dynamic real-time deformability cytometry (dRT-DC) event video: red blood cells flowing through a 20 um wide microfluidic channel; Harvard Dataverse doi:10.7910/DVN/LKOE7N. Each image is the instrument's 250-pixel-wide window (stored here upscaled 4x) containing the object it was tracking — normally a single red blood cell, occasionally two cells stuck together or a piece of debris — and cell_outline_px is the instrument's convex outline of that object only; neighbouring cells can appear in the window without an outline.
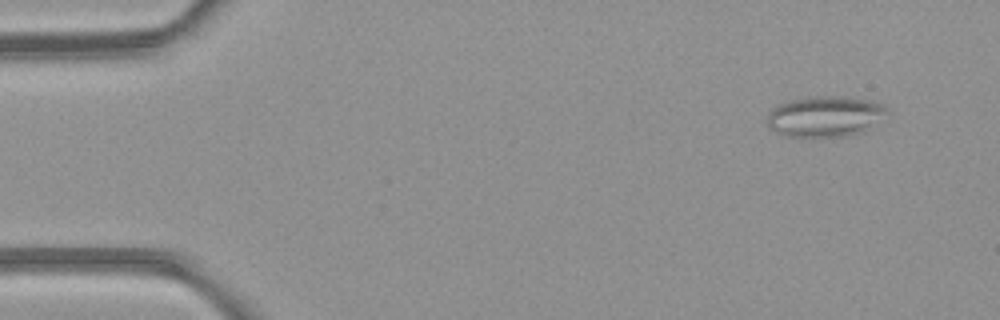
{"species": "common noctule bat (a hibernating species)", "species_latin": "Nyctalus noctula", "temperature_condition": "room temperature", "stored_images_in_passage": 4, "camera_frame_rate_fps": 3000, "um_per_image_px": 0.085, "animal": {"sex": "female", "body_mass_g": 21.9}, "frame": {"image": 1, "passage_image": 1, "time_ms": 0.0, "image_size_px": [1000, 320], "cell_outline_px": [[892, 112], [872, 128], [864, 132], [848, 136], [784, 136], [768, 128], [768, 112], [776, 104], [792, 100], [812, 96], [844, 96], [868, 100], [888, 104]], "centroid_in_image_um": [70.23, 9.88], "position_along_channel_um": 14.8, "area_um2": 29.25}}
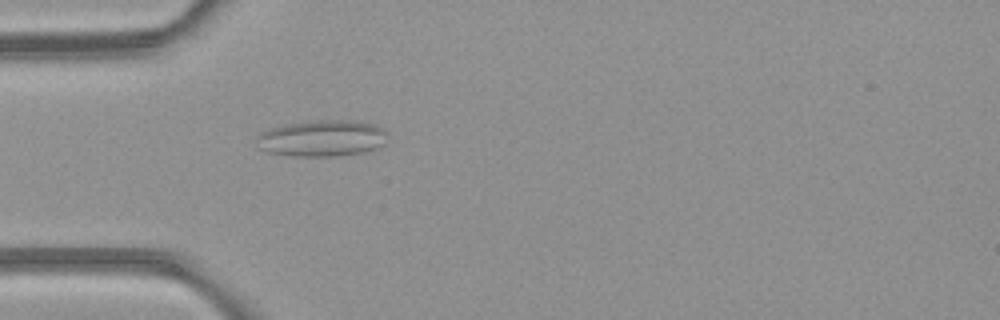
{"frame": {"image": 2, "passage_image": 4, "time_ms": 3.667, "image_size_px": [1000, 320], "cell_outline_px": [[388, 144], [364, 152], [340, 156], [292, 156], [268, 152], [260, 148], [256, 136], [272, 128], [288, 124], [308, 120], [352, 120], [372, 124], [380, 128], [384, 132]], "centroid_in_image_um": [27.4, 11.76], "position_along_channel_um": 57.6, "area_um2": 27.69}}